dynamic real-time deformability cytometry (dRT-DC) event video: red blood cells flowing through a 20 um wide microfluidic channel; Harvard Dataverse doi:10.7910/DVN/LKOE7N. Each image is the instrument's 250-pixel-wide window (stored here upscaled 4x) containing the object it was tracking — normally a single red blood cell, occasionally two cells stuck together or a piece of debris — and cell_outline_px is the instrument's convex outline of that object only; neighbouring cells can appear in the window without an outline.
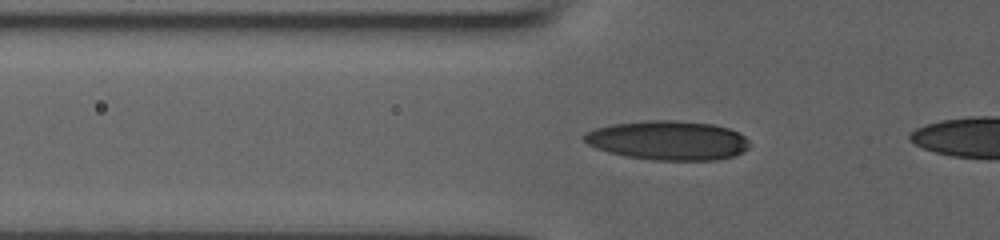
{"species": "human", "species_latin": "Homo sapiens", "temperature_condition": "room temperature", "stored_images_in_passage": 16, "camera_frame_rate_fps": 3000, "um_per_image_px": 0.085, "donor": {"sex": "male"}, "frame": {"image": 1, "passage_image": 14, "time_ms": 4.333, "image_size_px": [1000, 240], "cell_outline_px": [[752, 144], [744, 152], [736, 156], [716, 160], [652, 160], [628, 156], [608, 152], [596, 148], [588, 144], [584, 140], [584, 132], [596, 128], [612, 124], [652, 120], [676, 120], [712, 124], [728, 128], [744, 136]], "centroid_in_image_um": [56.81, 11.94], "position_along_channel_um": 69.0, "area_um2": 37.92}}